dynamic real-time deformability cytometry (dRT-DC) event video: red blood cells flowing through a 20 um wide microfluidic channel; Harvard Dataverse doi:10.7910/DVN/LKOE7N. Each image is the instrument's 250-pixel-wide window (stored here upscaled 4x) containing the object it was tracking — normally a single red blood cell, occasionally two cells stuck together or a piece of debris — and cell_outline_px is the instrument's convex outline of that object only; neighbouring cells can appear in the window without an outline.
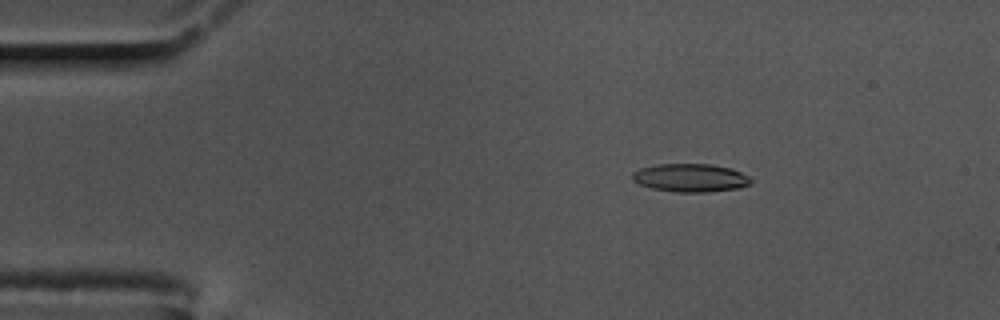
{"species": "common noctule bat (a hibernating species)", "species_latin": "Nyctalus noctula", "temperature_condition": "cold", "stored_images_in_passage": 57, "camera_frame_rate_fps": 3000, "um_per_image_px": 0.085, "animal": {"sex": "male", "body_mass_g": 17.5, "forearm_length_mm": 52.3}, "frame": {"image": 1, "passage_image": 9, "time_ms": 2.667, "image_size_px": [1000, 320], "cell_outline_px": [[752, 180], [748, 184], [740, 188], [708, 192], [676, 192], [652, 188], [640, 184], [632, 180], [632, 172], [640, 168], [656, 164], [712, 164], [728, 168], [740, 172], [748, 176]], "centroid_in_image_um": [58.66, 15.11], "position_along_channel_um": 26.3, "area_um2": 19.42}}
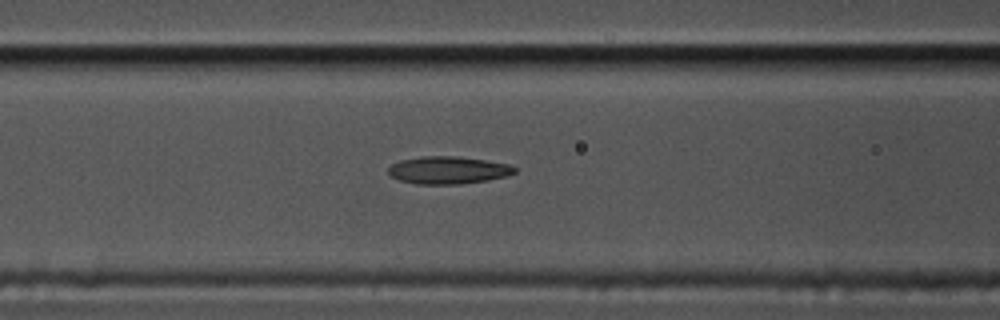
{"frame": {"image": 2, "passage_image": 23, "time_ms": 7.333, "image_size_px": [1000, 320], "cell_outline_px": [[516, 172], [508, 176], [488, 180], [460, 184], [416, 184], [400, 180], [392, 176], [388, 172], [388, 168], [392, 164], [400, 160], [420, 156], [456, 156], [484, 160], [508, 164], [516, 168]], "centroid_in_image_um": [38.09, 14.46], "position_along_channel_um": 128.5, "area_um2": 20.23}}
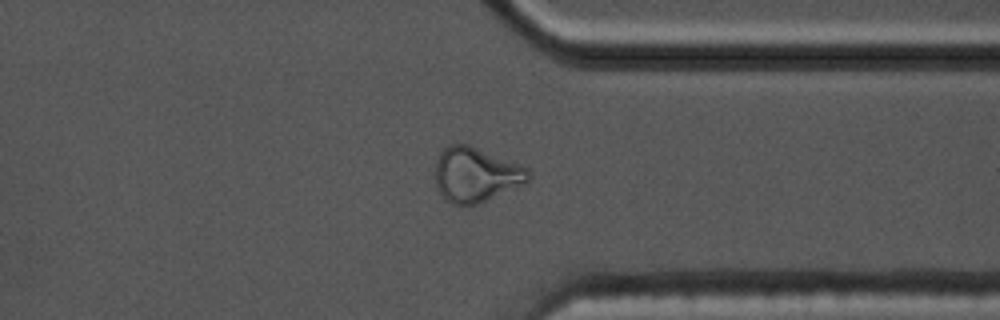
{"frame": {"image": 3, "passage_image": 44, "time_ms": 14.333, "image_size_px": [1000, 320], "cell_outline_px": [[532, 176], [528, 180], [520, 184], [476, 204], [452, 204], [436, 188], [436, 160], [440, 152], [448, 144], [468, 144], [528, 168]], "centroid_in_image_um": [40.4, 14.81], "position_along_channel_um": 371.0, "area_um2": 28.9}, "authors_computed_cell_mechanics": {"area_um2": 20.0566, "velocity_mm_per_s": 3.4935, "shape_relaxation_time_tau1_ms": null, "shape_relaxation_time_tau2_ms": 2.2117, "deformation_change_tau1": null, "deformation_change_tau2": 0.0973}}